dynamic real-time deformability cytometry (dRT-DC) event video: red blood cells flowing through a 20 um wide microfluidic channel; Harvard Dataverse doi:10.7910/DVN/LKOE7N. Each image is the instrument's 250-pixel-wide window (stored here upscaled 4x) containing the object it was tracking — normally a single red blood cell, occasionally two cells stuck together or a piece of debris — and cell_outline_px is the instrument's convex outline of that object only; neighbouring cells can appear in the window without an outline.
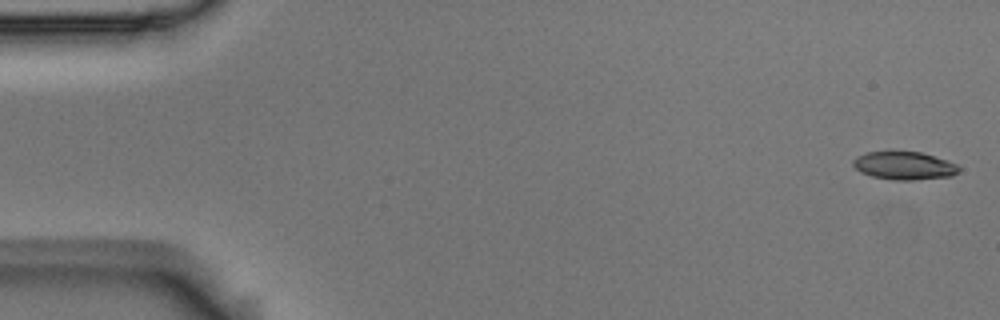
{"species": "Egyptian fruit bat (a non-hibernating species)", "species_latin": "Rousettus aegyptiacus", "temperature_condition": "room temperature", "stored_images_in_passage": 4, "camera_frame_rate_fps": 3000, "um_per_image_px": 0.085, "animal": {"sex": "male"}, "frame": {"image": 1, "passage_image": 1, "time_ms": 0.0, "image_size_px": [1000, 320], "cell_outline_px": [[960, 168], [952, 176], [912, 180], [892, 180], [872, 176], [860, 172], [852, 164], [852, 160], [856, 156], [868, 152], [920, 152], [956, 164]], "centroid_in_image_um": [76.8, 14.09], "position_along_channel_um": 8.2, "area_um2": 16.99}}